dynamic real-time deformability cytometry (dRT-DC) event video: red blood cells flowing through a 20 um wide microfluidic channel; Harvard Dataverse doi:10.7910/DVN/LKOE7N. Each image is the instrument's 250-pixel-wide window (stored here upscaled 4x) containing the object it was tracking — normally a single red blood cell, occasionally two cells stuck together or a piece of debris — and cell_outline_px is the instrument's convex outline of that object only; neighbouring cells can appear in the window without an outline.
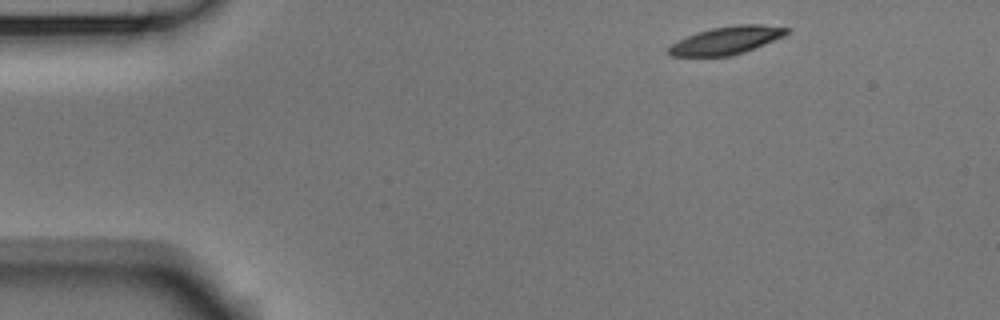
{"species": "Egyptian fruit bat (a non-hibernating species)", "species_latin": "Rousettus aegyptiacus", "temperature_condition": "room temperature", "stored_images_in_passage": 3, "camera_frame_rate_fps": 3000, "um_per_image_px": 0.085, "animal": {"sex": "male"}, "frame": {"image": 1, "passage_image": 1, "time_ms": 0.0, "image_size_px": [1000, 320], "cell_outline_px": [[792, 28], [784, 36], [744, 52], [732, 56], [672, 56], [668, 52], [668, 48], [672, 44], [696, 32], [712, 28], [736, 24], [760, 24]], "centroid_in_image_um": [61.78, 3.42], "position_along_channel_um": 23.2, "area_um2": 19.02}}
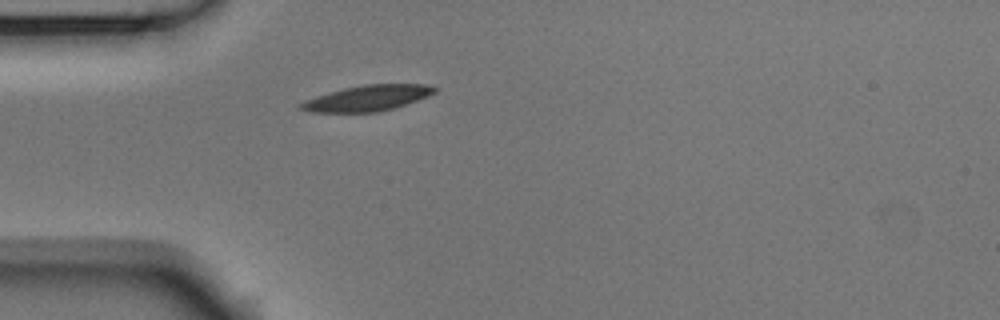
{"frame": {"image": 2, "passage_image": 3, "time_ms": 0.667, "image_size_px": [1000, 320], "cell_outline_px": [[436, 92], [428, 96], [392, 108], [376, 112], [308, 112], [300, 108], [296, 104], [304, 100], [328, 92], [344, 88], [364, 84], [428, 84], [436, 88]], "centroid_in_image_um": [31.18, 8.33], "position_along_channel_um": 53.8, "area_um2": 19.94}}